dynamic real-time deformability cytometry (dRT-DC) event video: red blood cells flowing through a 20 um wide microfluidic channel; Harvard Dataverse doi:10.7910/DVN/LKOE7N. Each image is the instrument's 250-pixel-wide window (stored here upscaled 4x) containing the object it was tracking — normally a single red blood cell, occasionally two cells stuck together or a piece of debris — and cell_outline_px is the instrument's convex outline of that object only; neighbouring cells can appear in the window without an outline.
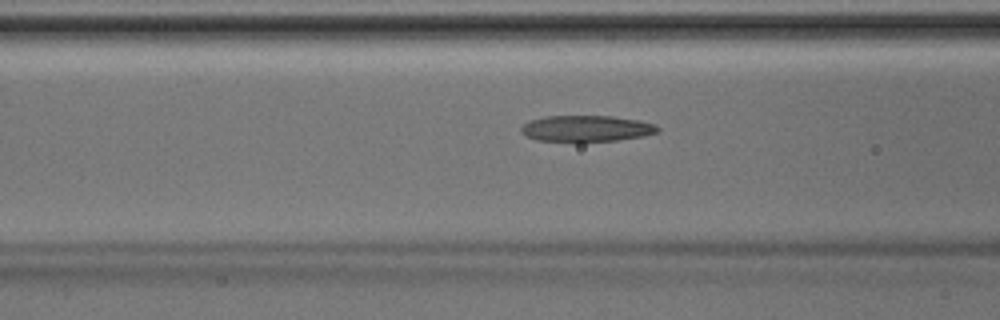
{"species": "Egyptian fruit bat (a non-hibernating species)", "species_latin": "Rousettus aegyptiacus", "temperature_condition": "room temperature", "stored_images_in_passage": 42, "camera_frame_rate_fps": 3000, "um_per_image_px": 0.085, "animal": {"sex": "male"}, "frame": {"image": 1, "passage_image": 14, "time_ms": 4.333, "image_size_px": [1000, 320], "cell_outline_px": [[660, 128], [656, 132], [644, 136], [616, 140], [580, 144], [576, 144], [536, 140], [520, 132], [520, 128], [528, 120], [544, 116], [612, 116], [640, 120], [656, 124]], "centroid_in_image_um": [49.8, 10.96], "position_along_channel_um": 116.8, "area_um2": 21.73}}
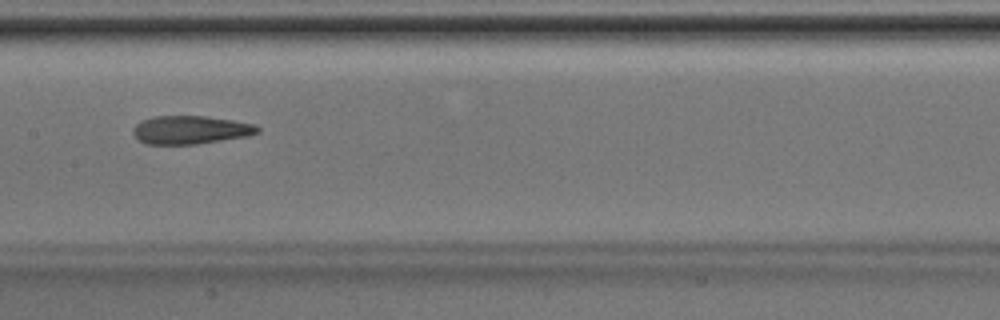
{"frame": {"image": 2, "passage_image": 19, "time_ms": 6.0, "image_size_px": [1000, 320], "cell_outline_px": [[260, 132], [248, 136], [196, 144], [144, 144], [132, 132], [132, 128], [140, 120], [156, 116], [204, 116], [232, 120], [252, 124], [260, 128]], "centroid_in_image_um": [16.17, 11.04], "position_along_channel_um": 191.2, "area_um2": 20.46}}
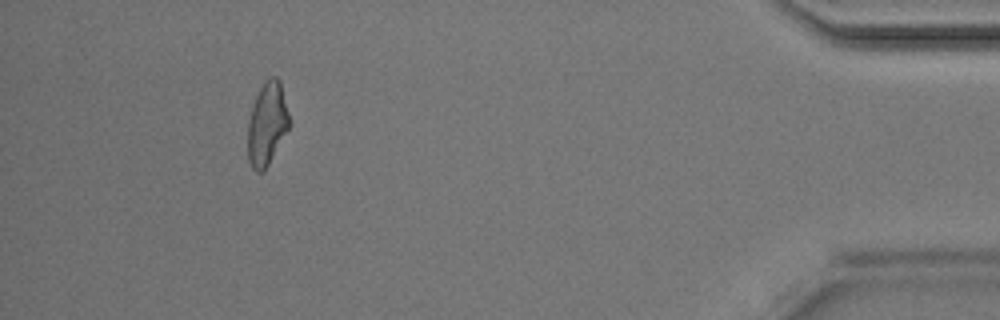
{"frame": {"image": 3, "passage_image": 38, "time_ms": 12.333, "image_size_px": [1000, 320], "cell_outline_px": [[288, 128], [264, 172], [256, 172], [252, 168], [248, 160], [248, 120], [252, 104], [260, 88], [272, 76], [276, 76], [280, 80], [288, 112]], "centroid_in_image_um": [22.67, 10.55], "position_along_channel_um": 412.5, "area_um2": 19.71}}